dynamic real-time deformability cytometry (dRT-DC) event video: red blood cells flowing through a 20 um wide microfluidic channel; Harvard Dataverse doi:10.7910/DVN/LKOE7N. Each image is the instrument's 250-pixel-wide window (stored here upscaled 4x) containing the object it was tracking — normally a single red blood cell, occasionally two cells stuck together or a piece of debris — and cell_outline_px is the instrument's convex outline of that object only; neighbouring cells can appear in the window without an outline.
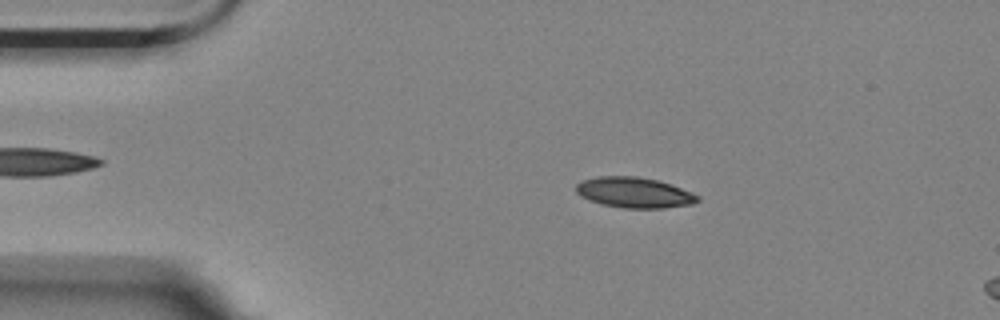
{"species": "Egyptian fruit bat (a non-hibernating species)", "species_latin": "Rousettus aegyptiacus", "temperature_condition": "room temperature", "stored_images_in_passage": 16, "camera_frame_rate_fps": 3000, "um_per_image_px": 0.085, "animal": {"sex": "female"}, "frame": {"image": 1, "passage_image": 10, "time_ms": 3.0, "image_size_px": [1000, 320], "cell_outline_px": [[700, 200], [692, 204], [664, 208], [624, 208], [604, 204], [588, 200], [580, 196], [576, 192], [576, 184], [580, 180], [600, 176], [636, 176], [656, 180], [672, 184], [692, 192], [700, 196]], "centroid_in_image_um": [53.92, 16.36], "position_along_channel_um": 31.1, "area_um2": 21.73}}